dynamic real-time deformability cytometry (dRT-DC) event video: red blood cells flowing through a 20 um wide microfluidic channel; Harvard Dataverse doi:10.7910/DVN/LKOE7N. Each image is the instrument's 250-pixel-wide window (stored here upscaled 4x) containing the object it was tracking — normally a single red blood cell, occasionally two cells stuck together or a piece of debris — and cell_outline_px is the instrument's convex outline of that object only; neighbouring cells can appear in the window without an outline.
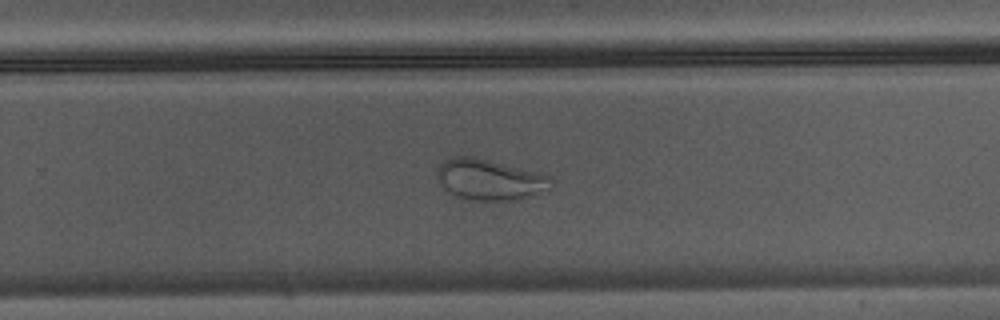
{"species": "Egyptian fruit bat (a non-hibernating species)", "species_latin": "Rousettus aegyptiacus", "temperature_condition": "warm", "stored_images_in_passage": 36, "camera_frame_rate_fps": 3000, "um_per_image_px": 0.085, "animal": {"sex": "male"}, "frame": {"image": 1, "passage_image": 21, "time_ms": 6.667, "image_size_px": [1000, 320], "cell_outline_px": [[552, 180], [528, 196], [516, 200], [468, 200], [456, 196], [448, 192], [440, 184], [436, 176], [436, 172], [440, 164], [448, 156], [476, 156], [552, 176]], "centroid_in_image_um": [41.46, 15.23], "position_along_channel_um": 288.3, "area_um2": 26.76}}